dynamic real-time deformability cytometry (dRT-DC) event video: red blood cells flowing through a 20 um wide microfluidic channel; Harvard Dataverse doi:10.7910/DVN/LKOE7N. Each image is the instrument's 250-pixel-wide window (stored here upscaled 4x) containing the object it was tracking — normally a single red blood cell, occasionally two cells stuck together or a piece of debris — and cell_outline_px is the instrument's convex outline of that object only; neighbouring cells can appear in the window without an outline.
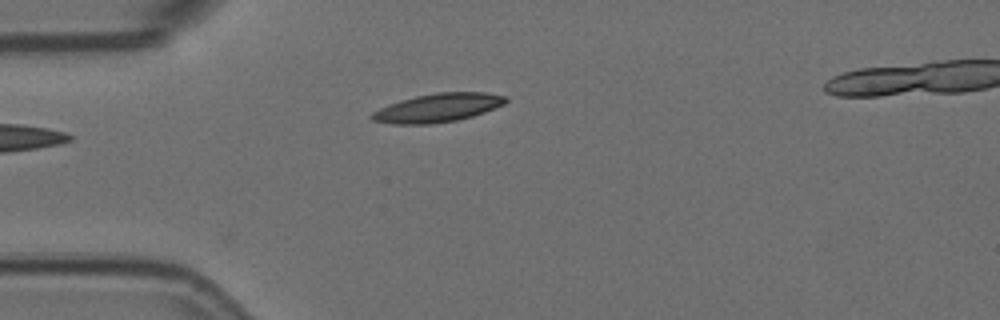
{"species": "Egyptian fruit bat (a non-hibernating species)", "species_latin": "Rousettus aegyptiacus", "temperature_condition": "room temperature", "stored_images_in_passage": 4, "camera_frame_rate_fps": 3000, "um_per_image_px": 0.085, "animal": {"sex": "female"}, "frame": {"image": 1, "passage_image": 4, "time_ms": 1.0, "image_size_px": [1000, 320], "cell_outline_px": [[508, 100], [504, 104], [484, 112], [472, 116], [456, 120], [428, 124], [392, 124], [372, 120], [368, 116], [372, 112], [388, 104], [400, 100], [416, 96], [436, 92], [484, 92], [508, 96]], "centroid_in_image_um": [37.2, 9.15], "position_along_channel_um": 47.8, "area_um2": 22.31}}